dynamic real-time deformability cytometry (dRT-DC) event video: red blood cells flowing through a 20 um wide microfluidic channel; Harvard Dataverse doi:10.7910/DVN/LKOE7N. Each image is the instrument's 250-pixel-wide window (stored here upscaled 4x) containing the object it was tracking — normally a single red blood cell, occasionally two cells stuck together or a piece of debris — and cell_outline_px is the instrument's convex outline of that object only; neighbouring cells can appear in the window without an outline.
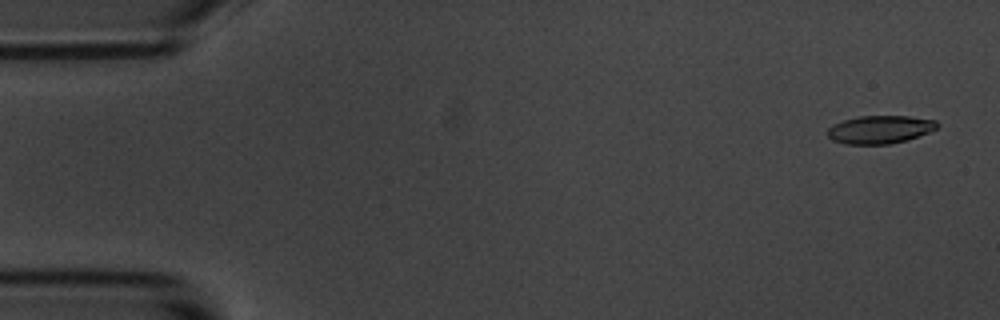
{"species": "common noctule bat (a hibernating species)", "species_latin": "Nyctalus noctula", "temperature_condition": "room temperature", "stored_images_in_passage": 5, "camera_frame_rate_fps": 3000, "um_per_image_px": 0.085, "animal": {"sex": "male", "body_mass_g": 20.1, "forearm_length_mm": 53.5}, "frame": {"image": 1, "passage_image": 1, "time_ms": 0.0, "image_size_px": [1000, 320], "cell_outline_px": [[940, 124], [936, 128], [928, 132], [908, 140], [888, 144], [844, 144], [832, 140], [828, 136], [828, 128], [832, 124], [844, 120], [860, 116], [908, 116], [936, 120]], "centroid_in_image_um": [74.79, 11.01], "position_along_channel_um": 10.2, "area_um2": 17.92}}
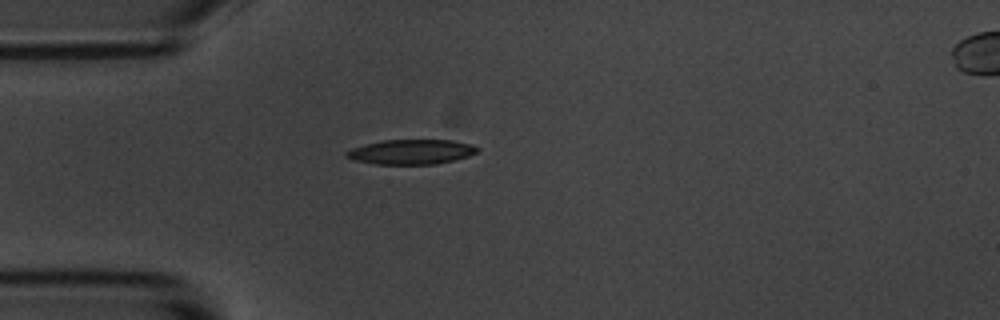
{"frame": {"image": 2, "passage_image": 4, "time_ms": 4.333, "image_size_px": [1000, 320], "cell_outline_px": [[480, 148], [476, 152], [468, 156], [436, 164], [376, 164], [352, 160], [344, 156], [344, 152], [352, 148], [364, 144], [380, 140], [452, 140], [472, 144]], "centroid_in_image_um": [34.91, 12.9], "position_along_channel_um": 50.1, "area_um2": 19.02}}